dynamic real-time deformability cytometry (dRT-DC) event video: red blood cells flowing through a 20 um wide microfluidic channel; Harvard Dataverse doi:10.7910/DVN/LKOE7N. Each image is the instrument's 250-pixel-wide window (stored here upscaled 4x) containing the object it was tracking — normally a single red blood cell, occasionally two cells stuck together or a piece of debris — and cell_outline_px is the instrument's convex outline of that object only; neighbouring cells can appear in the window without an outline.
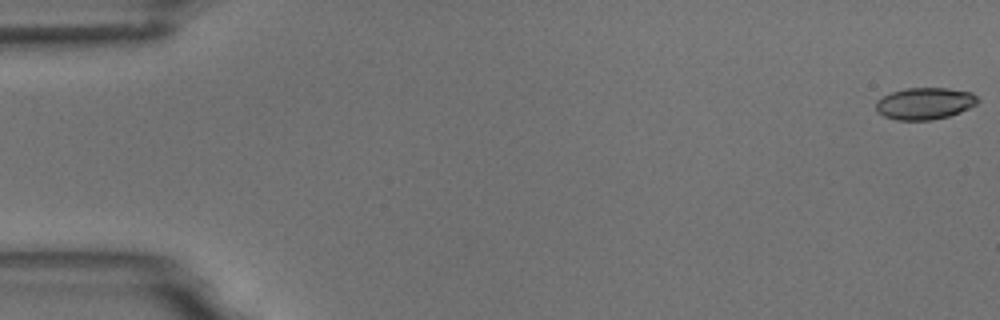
{"species": "common noctule bat (a hibernating species)", "species_latin": "Nyctalus noctula", "temperature_condition": "room temperature", "stored_images_in_passage": 10, "camera_frame_rate_fps": 3000, "um_per_image_px": 0.085, "animal": {"sex": "male", "body_mass_g": 18.8}, "frame": {"image": 1, "passage_image": 1, "time_ms": 0.0, "image_size_px": [1000, 320], "cell_outline_px": [[980, 100], [976, 104], [960, 112], [948, 116], [932, 120], [896, 120], [884, 116], [876, 108], [876, 100], [892, 92], [908, 88], [948, 88], [972, 92]], "centroid_in_image_um": [78.62, 8.79], "position_along_channel_um": 6.4, "area_um2": 18.79}}
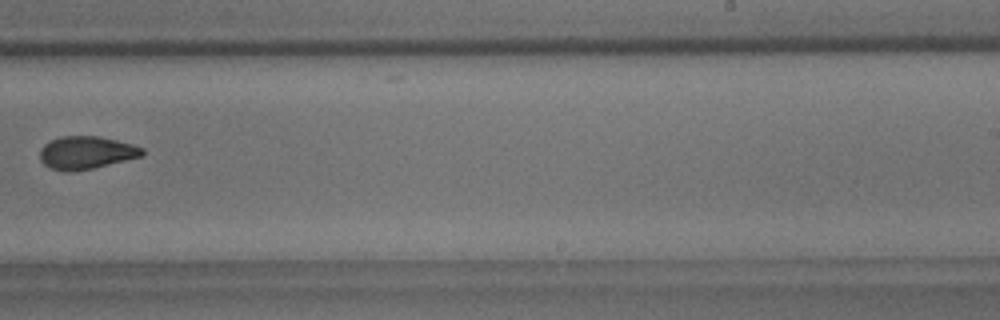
{"frame": {"image": 2, "passage_image": 10, "time_ms": 11.333, "image_size_px": [1000, 320], "cell_outline_px": [[144, 152], [140, 156], [92, 168], [68, 172], [64, 172], [48, 168], [40, 160], [40, 148], [44, 144], [60, 136], [100, 136], [132, 144], [144, 148]], "centroid_in_image_um": [7.28, 12.97], "position_along_channel_um": 281.7, "area_um2": 19.48}}